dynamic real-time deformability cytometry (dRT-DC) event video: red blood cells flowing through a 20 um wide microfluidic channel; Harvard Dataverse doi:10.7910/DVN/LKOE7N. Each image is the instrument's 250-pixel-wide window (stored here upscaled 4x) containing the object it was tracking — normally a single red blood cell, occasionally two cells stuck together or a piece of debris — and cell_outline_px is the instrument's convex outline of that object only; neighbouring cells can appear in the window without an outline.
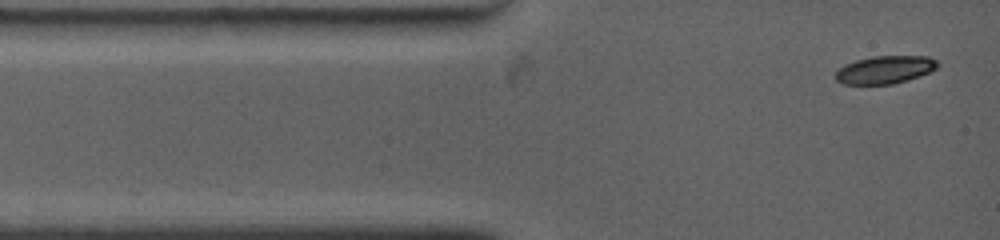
{"species": "common noctule bat (a hibernating species)", "species_latin": "Nyctalus noctula", "temperature_condition": "warm", "stored_images_in_passage": 32, "camera_frame_rate_fps": 4500, "um_per_image_px": 0.085, "animal": {"sex": "female", "body_mass_g": 19.0, "forearm_length_mm": 53.3}, "frame": {"image": 1, "passage_image": 1, "time_ms": 0.0, "image_size_px": [1000, 240], "cell_outline_px": [[940, 64], [936, 68], [920, 76], [908, 80], [892, 84], [844, 84], [836, 80], [836, 72], [844, 64], [856, 60], [876, 56], [928, 56], [936, 60]], "centroid_in_image_um": [75.24, 5.92], "position_along_channel_um": 9.8, "area_um2": 16.47}}
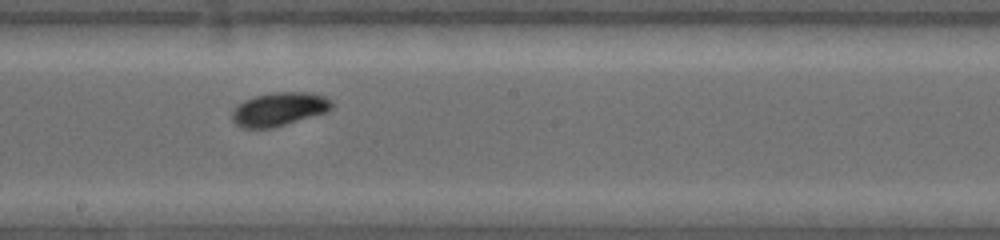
{"frame": {"image": 2, "passage_image": 19, "time_ms": 6.667, "image_size_px": [1000, 240], "cell_outline_px": [[332, 108], [324, 112], [272, 128], [244, 128], [236, 124], [232, 120], [232, 112], [236, 104], [244, 100], [256, 96], [276, 92], [308, 92], [324, 96], [332, 100]], "centroid_in_image_um": [23.69, 9.27], "position_along_channel_um": 224.5, "area_um2": 19.25}}
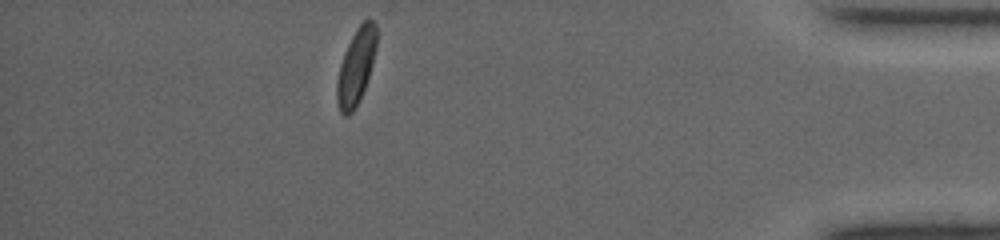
{"frame": {"image": 3, "passage_image": 32, "time_ms": 12.889, "image_size_px": [1000, 240], "cell_outline_px": [[376, 48], [372, 64], [360, 100], [352, 112], [348, 116], [344, 116], [340, 112], [336, 100], [336, 84], [340, 64], [348, 44], [356, 28], [368, 16], [376, 24]], "centroid_in_image_um": [30.25, 5.66], "position_along_channel_um": 404.9, "area_um2": 17.46}, "authors_computed_cell_mechanics": {"area_um2": 18.4671, "velocity_mm_per_s": 3.7887, "shape_relaxation_time_tau1_ms": 2.7453, "shape_relaxation_time_tau2_ms": null, "deformation_change_tau1": 0.1047, "deformation_change_tau2": null}}